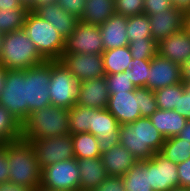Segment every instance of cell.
I'll list each match as a JSON object with an SVG mask.
<instances>
[{"mask_svg":"<svg viewBox=\"0 0 190 191\" xmlns=\"http://www.w3.org/2000/svg\"><path fill=\"white\" fill-rule=\"evenodd\" d=\"M1 147L7 152L9 161V181L35 189L41 185V168L31 142L15 140L4 142Z\"/></svg>","mask_w":190,"mask_h":191,"instance_id":"obj_1","label":"cell"},{"mask_svg":"<svg viewBox=\"0 0 190 191\" xmlns=\"http://www.w3.org/2000/svg\"><path fill=\"white\" fill-rule=\"evenodd\" d=\"M119 144L123 145L138 161L147 160L160 152L165 138L152 125L148 117H140L119 127Z\"/></svg>","mask_w":190,"mask_h":191,"instance_id":"obj_2","label":"cell"},{"mask_svg":"<svg viewBox=\"0 0 190 191\" xmlns=\"http://www.w3.org/2000/svg\"><path fill=\"white\" fill-rule=\"evenodd\" d=\"M70 134L69 109L48 106L29 113L22 123V139L38 140Z\"/></svg>","mask_w":190,"mask_h":191,"instance_id":"obj_3","label":"cell"},{"mask_svg":"<svg viewBox=\"0 0 190 191\" xmlns=\"http://www.w3.org/2000/svg\"><path fill=\"white\" fill-rule=\"evenodd\" d=\"M45 61L24 29L4 34L0 65L5 69L26 70Z\"/></svg>","mask_w":190,"mask_h":191,"instance_id":"obj_4","label":"cell"},{"mask_svg":"<svg viewBox=\"0 0 190 191\" xmlns=\"http://www.w3.org/2000/svg\"><path fill=\"white\" fill-rule=\"evenodd\" d=\"M23 29L46 61L61 59L65 39L48 21L28 11Z\"/></svg>","mask_w":190,"mask_h":191,"instance_id":"obj_5","label":"cell"},{"mask_svg":"<svg viewBox=\"0 0 190 191\" xmlns=\"http://www.w3.org/2000/svg\"><path fill=\"white\" fill-rule=\"evenodd\" d=\"M79 87L80 82L60 60L51 61L49 95L52 106L66 109L75 106L79 97Z\"/></svg>","mask_w":190,"mask_h":191,"instance_id":"obj_6","label":"cell"},{"mask_svg":"<svg viewBox=\"0 0 190 191\" xmlns=\"http://www.w3.org/2000/svg\"><path fill=\"white\" fill-rule=\"evenodd\" d=\"M51 79V61L25 70L27 117L29 113L51 105L49 83Z\"/></svg>","mask_w":190,"mask_h":191,"instance_id":"obj_7","label":"cell"},{"mask_svg":"<svg viewBox=\"0 0 190 191\" xmlns=\"http://www.w3.org/2000/svg\"><path fill=\"white\" fill-rule=\"evenodd\" d=\"M0 105L20 124L27 119L25 70H6Z\"/></svg>","mask_w":190,"mask_h":191,"instance_id":"obj_8","label":"cell"},{"mask_svg":"<svg viewBox=\"0 0 190 191\" xmlns=\"http://www.w3.org/2000/svg\"><path fill=\"white\" fill-rule=\"evenodd\" d=\"M41 186L58 191H80V172L76 158L44 167Z\"/></svg>","mask_w":190,"mask_h":191,"instance_id":"obj_9","label":"cell"},{"mask_svg":"<svg viewBox=\"0 0 190 191\" xmlns=\"http://www.w3.org/2000/svg\"><path fill=\"white\" fill-rule=\"evenodd\" d=\"M27 141L34 147L41 170L51 164L74 158L71 134Z\"/></svg>","mask_w":190,"mask_h":191,"instance_id":"obj_10","label":"cell"},{"mask_svg":"<svg viewBox=\"0 0 190 191\" xmlns=\"http://www.w3.org/2000/svg\"><path fill=\"white\" fill-rule=\"evenodd\" d=\"M104 45L97 25L78 21L74 31L65 39L62 54H102Z\"/></svg>","mask_w":190,"mask_h":191,"instance_id":"obj_11","label":"cell"},{"mask_svg":"<svg viewBox=\"0 0 190 191\" xmlns=\"http://www.w3.org/2000/svg\"><path fill=\"white\" fill-rule=\"evenodd\" d=\"M60 61L79 82L106 75L102 54H62Z\"/></svg>","mask_w":190,"mask_h":191,"instance_id":"obj_12","label":"cell"},{"mask_svg":"<svg viewBox=\"0 0 190 191\" xmlns=\"http://www.w3.org/2000/svg\"><path fill=\"white\" fill-rule=\"evenodd\" d=\"M120 123L107 109L93 108L90 132L99 142L101 154L119 144Z\"/></svg>","mask_w":190,"mask_h":191,"instance_id":"obj_13","label":"cell"},{"mask_svg":"<svg viewBox=\"0 0 190 191\" xmlns=\"http://www.w3.org/2000/svg\"><path fill=\"white\" fill-rule=\"evenodd\" d=\"M149 179L153 191H171L179 187L177 164L159 152L148 159Z\"/></svg>","mask_w":190,"mask_h":191,"instance_id":"obj_14","label":"cell"},{"mask_svg":"<svg viewBox=\"0 0 190 191\" xmlns=\"http://www.w3.org/2000/svg\"><path fill=\"white\" fill-rule=\"evenodd\" d=\"M140 88L134 91L110 93L107 110L122 124H130L141 117Z\"/></svg>","mask_w":190,"mask_h":191,"instance_id":"obj_15","label":"cell"},{"mask_svg":"<svg viewBox=\"0 0 190 191\" xmlns=\"http://www.w3.org/2000/svg\"><path fill=\"white\" fill-rule=\"evenodd\" d=\"M181 82L180 65L160 56L151 59L150 72L145 88L156 91Z\"/></svg>","mask_w":190,"mask_h":191,"instance_id":"obj_16","label":"cell"},{"mask_svg":"<svg viewBox=\"0 0 190 191\" xmlns=\"http://www.w3.org/2000/svg\"><path fill=\"white\" fill-rule=\"evenodd\" d=\"M152 38L158 44L185 28V13L174 7L149 16Z\"/></svg>","mask_w":190,"mask_h":191,"instance_id":"obj_17","label":"cell"},{"mask_svg":"<svg viewBox=\"0 0 190 191\" xmlns=\"http://www.w3.org/2000/svg\"><path fill=\"white\" fill-rule=\"evenodd\" d=\"M110 93L105 77L80 82L77 105L106 109Z\"/></svg>","mask_w":190,"mask_h":191,"instance_id":"obj_18","label":"cell"},{"mask_svg":"<svg viewBox=\"0 0 190 191\" xmlns=\"http://www.w3.org/2000/svg\"><path fill=\"white\" fill-rule=\"evenodd\" d=\"M157 53L181 65L190 57V34L184 28L158 43Z\"/></svg>","mask_w":190,"mask_h":191,"instance_id":"obj_19","label":"cell"},{"mask_svg":"<svg viewBox=\"0 0 190 191\" xmlns=\"http://www.w3.org/2000/svg\"><path fill=\"white\" fill-rule=\"evenodd\" d=\"M127 20V17L114 13L99 26L104 51L129 45Z\"/></svg>","mask_w":190,"mask_h":191,"instance_id":"obj_20","label":"cell"},{"mask_svg":"<svg viewBox=\"0 0 190 191\" xmlns=\"http://www.w3.org/2000/svg\"><path fill=\"white\" fill-rule=\"evenodd\" d=\"M33 12L40 18L48 21L64 39L73 33L79 21V19L66 12L57 3L38 7Z\"/></svg>","mask_w":190,"mask_h":191,"instance_id":"obj_21","label":"cell"},{"mask_svg":"<svg viewBox=\"0 0 190 191\" xmlns=\"http://www.w3.org/2000/svg\"><path fill=\"white\" fill-rule=\"evenodd\" d=\"M108 176L122 177L138 161L123 145L117 144L101 154Z\"/></svg>","mask_w":190,"mask_h":191,"instance_id":"obj_22","label":"cell"},{"mask_svg":"<svg viewBox=\"0 0 190 191\" xmlns=\"http://www.w3.org/2000/svg\"><path fill=\"white\" fill-rule=\"evenodd\" d=\"M77 161L80 172V191H92L108 177L101 157Z\"/></svg>","mask_w":190,"mask_h":191,"instance_id":"obj_23","label":"cell"},{"mask_svg":"<svg viewBox=\"0 0 190 191\" xmlns=\"http://www.w3.org/2000/svg\"><path fill=\"white\" fill-rule=\"evenodd\" d=\"M149 119L165 139L178 136L188 121L174 110L162 109H157Z\"/></svg>","mask_w":190,"mask_h":191,"instance_id":"obj_24","label":"cell"},{"mask_svg":"<svg viewBox=\"0 0 190 191\" xmlns=\"http://www.w3.org/2000/svg\"><path fill=\"white\" fill-rule=\"evenodd\" d=\"M114 13V0H86L85 9L79 21L100 26Z\"/></svg>","mask_w":190,"mask_h":191,"instance_id":"obj_25","label":"cell"},{"mask_svg":"<svg viewBox=\"0 0 190 191\" xmlns=\"http://www.w3.org/2000/svg\"><path fill=\"white\" fill-rule=\"evenodd\" d=\"M121 178L125 191H153L149 179L148 159L137 161Z\"/></svg>","mask_w":190,"mask_h":191,"instance_id":"obj_26","label":"cell"},{"mask_svg":"<svg viewBox=\"0 0 190 191\" xmlns=\"http://www.w3.org/2000/svg\"><path fill=\"white\" fill-rule=\"evenodd\" d=\"M102 57L106 75L127 71L133 59L128 46L105 50Z\"/></svg>","mask_w":190,"mask_h":191,"instance_id":"obj_27","label":"cell"},{"mask_svg":"<svg viewBox=\"0 0 190 191\" xmlns=\"http://www.w3.org/2000/svg\"><path fill=\"white\" fill-rule=\"evenodd\" d=\"M71 136L73 141L74 158L80 160L101 157L99 142L94 135L88 132L73 134Z\"/></svg>","mask_w":190,"mask_h":191,"instance_id":"obj_28","label":"cell"},{"mask_svg":"<svg viewBox=\"0 0 190 191\" xmlns=\"http://www.w3.org/2000/svg\"><path fill=\"white\" fill-rule=\"evenodd\" d=\"M159 153L173 163L185 162L190 158V143L177 136L171 137L165 139Z\"/></svg>","mask_w":190,"mask_h":191,"instance_id":"obj_29","label":"cell"},{"mask_svg":"<svg viewBox=\"0 0 190 191\" xmlns=\"http://www.w3.org/2000/svg\"><path fill=\"white\" fill-rule=\"evenodd\" d=\"M93 108L75 105L69 109L70 134L88 133L91 129Z\"/></svg>","mask_w":190,"mask_h":191,"instance_id":"obj_30","label":"cell"},{"mask_svg":"<svg viewBox=\"0 0 190 191\" xmlns=\"http://www.w3.org/2000/svg\"><path fill=\"white\" fill-rule=\"evenodd\" d=\"M127 18V37L129 42L153 40L149 16L147 14L143 13Z\"/></svg>","mask_w":190,"mask_h":191,"instance_id":"obj_31","label":"cell"},{"mask_svg":"<svg viewBox=\"0 0 190 191\" xmlns=\"http://www.w3.org/2000/svg\"><path fill=\"white\" fill-rule=\"evenodd\" d=\"M22 138V124L0 105V142H12Z\"/></svg>","mask_w":190,"mask_h":191,"instance_id":"obj_32","label":"cell"},{"mask_svg":"<svg viewBox=\"0 0 190 191\" xmlns=\"http://www.w3.org/2000/svg\"><path fill=\"white\" fill-rule=\"evenodd\" d=\"M28 11L27 8L0 10V33L23 29Z\"/></svg>","mask_w":190,"mask_h":191,"instance_id":"obj_33","label":"cell"},{"mask_svg":"<svg viewBox=\"0 0 190 191\" xmlns=\"http://www.w3.org/2000/svg\"><path fill=\"white\" fill-rule=\"evenodd\" d=\"M183 83H177L168 87H163L154 92L157 108L162 110H174L178 107L179 95H183Z\"/></svg>","mask_w":190,"mask_h":191,"instance_id":"obj_34","label":"cell"},{"mask_svg":"<svg viewBox=\"0 0 190 191\" xmlns=\"http://www.w3.org/2000/svg\"><path fill=\"white\" fill-rule=\"evenodd\" d=\"M151 60L132 59L130 62L129 75L135 88L145 87L150 72Z\"/></svg>","mask_w":190,"mask_h":191,"instance_id":"obj_35","label":"cell"},{"mask_svg":"<svg viewBox=\"0 0 190 191\" xmlns=\"http://www.w3.org/2000/svg\"><path fill=\"white\" fill-rule=\"evenodd\" d=\"M128 47L133 59L151 60L157 54L158 44L154 40H139L129 42Z\"/></svg>","mask_w":190,"mask_h":191,"instance_id":"obj_36","label":"cell"},{"mask_svg":"<svg viewBox=\"0 0 190 191\" xmlns=\"http://www.w3.org/2000/svg\"><path fill=\"white\" fill-rule=\"evenodd\" d=\"M109 93L134 91L136 88L131 83L129 69L122 73L105 75Z\"/></svg>","mask_w":190,"mask_h":191,"instance_id":"obj_37","label":"cell"},{"mask_svg":"<svg viewBox=\"0 0 190 191\" xmlns=\"http://www.w3.org/2000/svg\"><path fill=\"white\" fill-rule=\"evenodd\" d=\"M115 13L125 17L144 13V0H114Z\"/></svg>","mask_w":190,"mask_h":191,"instance_id":"obj_38","label":"cell"},{"mask_svg":"<svg viewBox=\"0 0 190 191\" xmlns=\"http://www.w3.org/2000/svg\"><path fill=\"white\" fill-rule=\"evenodd\" d=\"M140 114L141 117H150L157 111V103L154 91L148 88H140Z\"/></svg>","mask_w":190,"mask_h":191,"instance_id":"obj_39","label":"cell"},{"mask_svg":"<svg viewBox=\"0 0 190 191\" xmlns=\"http://www.w3.org/2000/svg\"><path fill=\"white\" fill-rule=\"evenodd\" d=\"M183 87V95H179L178 107H175L174 111L190 120V83H183Z\"/></svg>","mask_w":190,"mask_h":191,"instance_id":"obj_40","label":"cell"},{"mask_svg":"<svg viewBox=\"0 0 190 191\" xmlns=\"http://www.w3.org/2000/svg\"><path fill=\"white\" fill-rule=\"evenodd\" d=\"M172 7L171 0H144V14L148 16L161 13V11L166 12Z\"/></svg>","mask_w":190,"mask_h":191,"instance_id":"obj_41","label":"cell"},{"mask_svg":"<svg viewBox=\"0 0 190 191\" xmlns=\"http://www.w3.org/2000/svg\"><path fill=\"white\" fill-rule=\"evenodd\" d=\"M86 0H57V4L66 12L80 19L85 9Z\"/></svg>","mask_w":190,"mask_h":191,"instance_id":"obj_42","label":"cell"},{"mask_svg":"<svg viewBox=\"0 0 190 191\" xmlns=\"http://www.w3.org/2000/svg\"><path fill=\"white\" fill-rule=\"evenodd\" d=\"M92 191H125L121 177L108 176L97 188Z\"/></svg>","mask_w":190,"mask_h":191,"instance_id":"obj_43","label":"cell"},{"mask_svg":"<svg viewBox=\"0 0 190 191\" xmlns=\"http://www.w3.org/2000/svg\"><path fill=\"white\" fill-rule=\"evenodd\" d=\"M179 186L190 189V158L177 164Z\"/></svg>","mask_w":190,"mask_h":191,"instance_id":"obj_44","label":"cell"},{"mask_svg":"<svg viewBox=\"0 0 190 191\" xmlns=\"http://www.w3.org/2000/svg\"><path fill=\"white\" fill-rule=\"evenodd\" d=\"M9 161L7 152L0 146V183L9 181Z\"/></svg>","mask_w":190,"mask_h":191,"instance_id":"obj_45","label":"cell"},{"mask_svg":"<svg viewBox=\"0 0 190 191\" xmlns=\"http://www.w3.org/2000/svg\"><path fill=\"white\" fill-rule=\"evenodd\" d=\"M0 191H33V189L7 181L0 183Z\"/></svg>","mask_w":190,"mask_h":191,"instance_id":"obj_46","label":"cell"},{"mask_svg":"<svg viewBox=\"0 0 190 191\" xmlns=\"http://www.w3.org/2000/svg\"><path fill=\"white\" fill-rule=\"evenodd\" d=\"M181 82L190 83V57L180 65Z\"/></svg>","mask_w":190,"mask_h":191,"instance_id":"obj_47","label":"cell"},{"mask_svg":"<svg viewBox=\"0 0 190 191\" xmlns=\"http://www.w3.org/2000/svg\"><path fill=\"white\" fill-rule=\"evenodd\" d=\"M26 8L19 0H0V10Z\"/></svg>","mask_w":190,"mask_h":191,"instance_id":"obj_48","label":"cell"},{"mask_svg":"<svg viewBox=\"0 0 190 191\" xmlns=\"http://www.w3.org/2000/svg\"><path fill=\"white\" fill-rule=\"evenodd\" d=\"M174 8L187 13L190 11V0H171Z\"/></svg>","mask_w":190,"mask_h":191,"instance_id":"obj_49","label":"cell"},{"mask_svg":"<svg viewBox=\"0 0 190 191\" xmlns=\"http://www.w3.org/2000/svg\"><path fill=\"white\" fill-rule=\"evenodd\" d=\"M177 137L190 143V120L187 121L186 126L181 130Z\"/></svg>","mask_w":190,"mask_h":191,"instance_id":"obj_50","label":"cell"},{"mask_svg":"<svg viewBox=\"0 0 190 191\" xmlns=\"http://www.w3.org/2000/svg\"><path fill=\"white\" fill-rule=\"evenodd\" d=\"M51 3H57V0H34L33 5L28 10L34 11L38 7L45 6Z\"/></svg>","mask_w":190,"mask_h":191,"instance_id":"obj_51","label":"cell"},{"mask_svg":"<svg viewBox=\"0 0 190 191\" xmlns=\"http://www.w3.org/2000/svg\"><path fill=\"white\" fill-rule=\"evenodd\" d=\"M6 70L3 66L0 65V94L3 89L4 85V80H5V75H6Z\"/></svg>","mask_w":190,"mask_h":191,"instance_id":"obj_52","label":"cell"},{"mask_svg":"<svg viewBox=\"0 0 190 191\" xmlns=\"http://www.w3.org/2000/svg\"><path fill=\"white\" fill-rule=\"evenodd\" d=\"M185 29L190 34V11L185 13Z\"/></svg>","mask_w":190,"mask_h":191,"instance_id":"obj_53","label":"cell"},{"mask_svg":"<svg viewBox=\"0 0 190 191\" xmlns=\"http://www.w3.org/2000/svg\"><path fill=\"white\" fill-rule=\"evenodd\" d=\"M21 5L29 9L32 5L34 0H19Z\"/></svg>","mask_w":190,"mask_h":191,"instance_id":"obj_54","label":"cell"},{"mask_svg":"<svg viewBox=\"0 0 190 191\" xmlns=\"http://www.w3.org/2000/svg\"><path fill=\"white\" fill-rule=\"evenodd\" d=\"M33 191H58V190L48 189V188H45V187L39 185Z\"/></svg>","mask_w":190,"mask_h":191,"instance_id":"obj_55","label":"cell"},{"mask_svg":"<svg viewBox=\"0 0 190 191\" xmlns=\"http://www.w3.org/2000/svg\"><path fill=\"white\" fill-rule=\"evenodd\" d=\"M171 191H190L189 188H185V187H175L174 189H172Z\"/></svg>","mask_w":190,"mask_h":191,"instance_id":"obj_56","label":"cell"},{"mask_svg":"<svg viewBox=\"0 0 190 191\" xmlns=\"http://www.w3.org/2000/svg\"><path fill=\"white\" fill-rule=\"evenodd\" d=\"M3 39H4V34L0 33V54H1V47H2V44H3Z\"/></svg>","mask_w":190,"mask_h":191,"instance_id":"obj_57","label":"cell"}]
</instances>
